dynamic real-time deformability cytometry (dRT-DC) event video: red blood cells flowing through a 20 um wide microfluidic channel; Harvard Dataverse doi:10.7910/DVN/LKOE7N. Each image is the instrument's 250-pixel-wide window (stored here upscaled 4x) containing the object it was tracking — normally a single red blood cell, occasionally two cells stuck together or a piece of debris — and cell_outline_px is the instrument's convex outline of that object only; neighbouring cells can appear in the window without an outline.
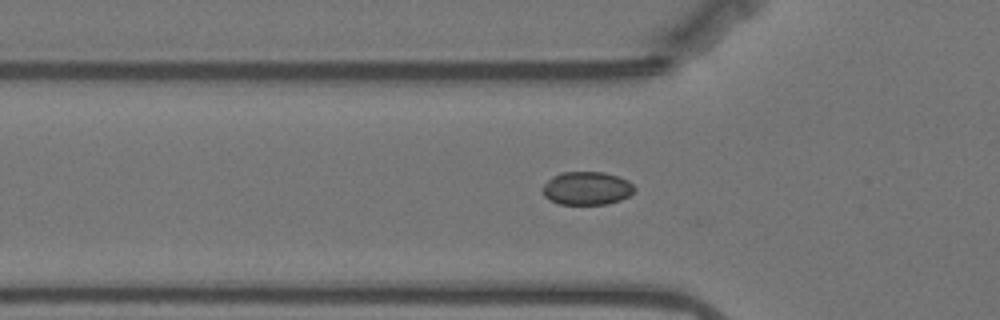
{"species": "Egyptian fruit bat (a non-hibernating species)", "species_latin": "Rousettus aegyptiacus", "temperature_condition": "warm", "stored_images_in_passage": 38, "camera_frame_rate_fps": 3000, "um_per_image_px": 0.085, "animal": {"sex": "female"}, "frame": {"image": 1, "passage_image": 2, "time_ms": 0.333, "image_size_px": [1000, 320], "cell_outline_px": [[636, 188], [628, 196], [620, 200], [608, 204], [560, 204], [548, 200], [544, 196], [544, 184], [552, 176], [560, 172], [604, 172], [628, 180]], "centroid_in_image_um": [49.87, 16.0], "position_along_channel_um": 75.9, "area_um2": 17.74}}
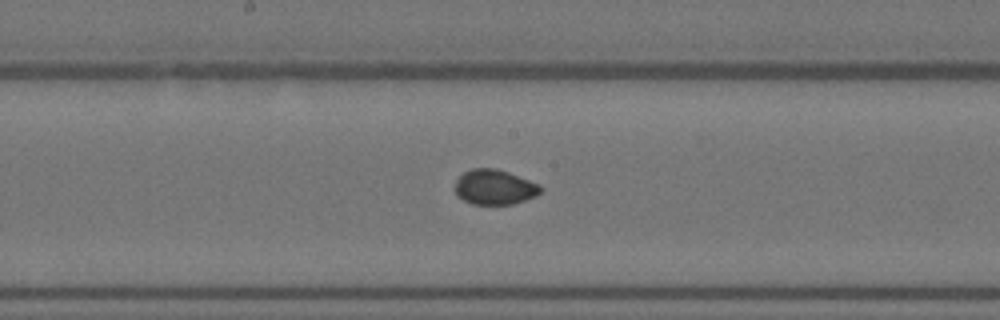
{"frame": {"image": 2, "passage_image": 13, "time_ms": 4.0, "image_size_px": [1000, 320], "cell_outline_px": [[544, 188], [536, 196], [512, 204], [472, 204], [456, 196], [456, 180], [464, 172], [472, 168], [496, 168], [508, 172], [540, 184]], "centroid_in_image_um": [42.05, 15.9], "position_along_channel_um": 206.1, "area_um2": 17.46}}
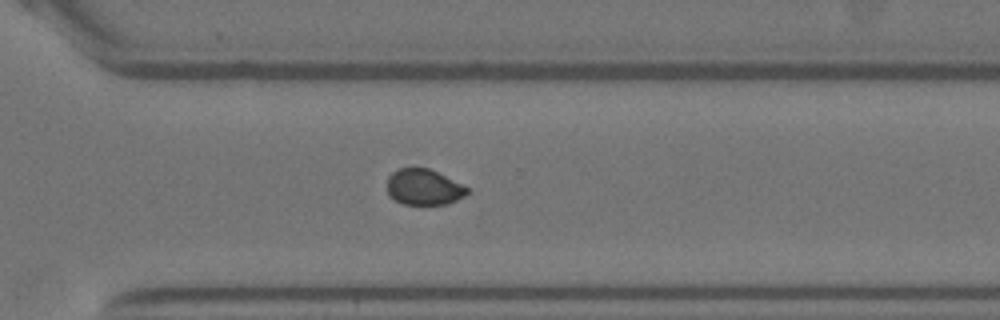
{"frame": {"image": 3, "passage_image": 24, "time_ms": 7.667, "image_size_px": [1000, 320], "cell_outline_px": [[468, 192], [464, 196], [448, 204], [404, 204], [392, 200], [388, 196], [388, 176], [396, 168], [428, 168], [468, 188]], "centroid_in_image_um": [35.96, 15.91], "position_along_channel_um": 334.6, "area_um2": 16.59}, "authors_computed_cell_mechanics": {"area_um2": 17.2533, "velocity_mm_per_s": 3.5161, "shape_relaxation_time_tau1_ms": 8.795, "shape_relaxation_time_tau2_ms": null, "deformation_change_tau1": 0.0959, "deformation_change_tau2": null}}